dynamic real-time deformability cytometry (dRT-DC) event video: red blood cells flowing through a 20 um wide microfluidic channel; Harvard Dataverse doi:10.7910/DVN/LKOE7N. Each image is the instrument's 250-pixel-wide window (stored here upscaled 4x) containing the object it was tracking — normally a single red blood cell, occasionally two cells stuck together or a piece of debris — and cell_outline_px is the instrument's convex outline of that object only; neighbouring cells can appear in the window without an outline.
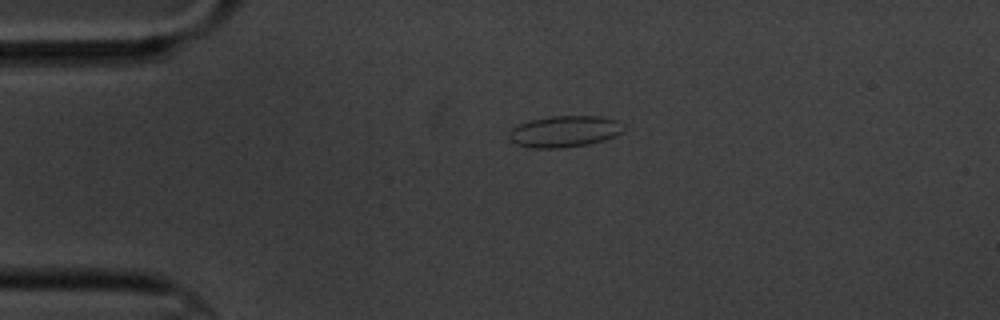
{"species": "common noctule bat (a hibernating species)", "species_latin": "Nyctalus noctula", "temperature_condition": "cold", "stored_images_in_passage": 2, "camera_frame_rate_fps": 3000, "um_per_image_px": 0.085, "animal": {"sex": "male", "body_mass_g": 20.1, "forearm_length_mm": 53.5}, "frame": {"image": 1, "passage_image": 1, "time_ms": 0.0, "image_size_px": [1000, 320], "cell_outline_px": [[624, 128], [616, 136], [604, 140], [588, 144], [560, 148], [528, 148], [516, 144], [508, 136], [508, 132], [512, 128], [528, 120], [548, 116], [600, 116], [616, 120], [624, 124]], "centroid_in_image_um": [47.97, 11.17], "position_along_channel_um": 37.0, "area_um2": 21.1}}